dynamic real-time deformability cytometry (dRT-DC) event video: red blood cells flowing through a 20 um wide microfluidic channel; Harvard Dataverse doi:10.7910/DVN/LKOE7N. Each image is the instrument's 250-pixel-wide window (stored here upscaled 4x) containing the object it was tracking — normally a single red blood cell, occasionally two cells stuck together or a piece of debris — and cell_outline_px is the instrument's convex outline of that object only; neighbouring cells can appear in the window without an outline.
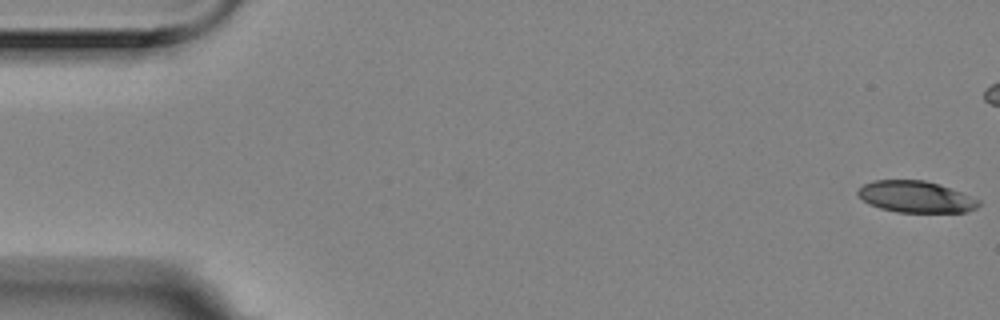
{"species": "Egyptian fruit bat (a non-hibernating species)", "species_latin": "Rousettus aegyptiacus", "temperature_condition": "room temperature", "stored_images_in_passage": 6, "camera_frame_rate_fps": 3000, "um_per_image_px": 0.085, "animal": {"sex": "female"}, "frame": {"image": 1, "passage_image": 1, "time_ms": 0.0, "image_size_px": [1000, 320], "cell_outline_px": [[980, 204], [976, 208], [968, 212], [896, 212], [880, 208], [868, 204], [856, 192], [864, 184], [872, 180], [924, 180], [940, 184], [980, 200]], "centroid_in_image_um": [77.84, 16.73], "position_along_channel_um": 7.2, "area_um2": 22.14}}
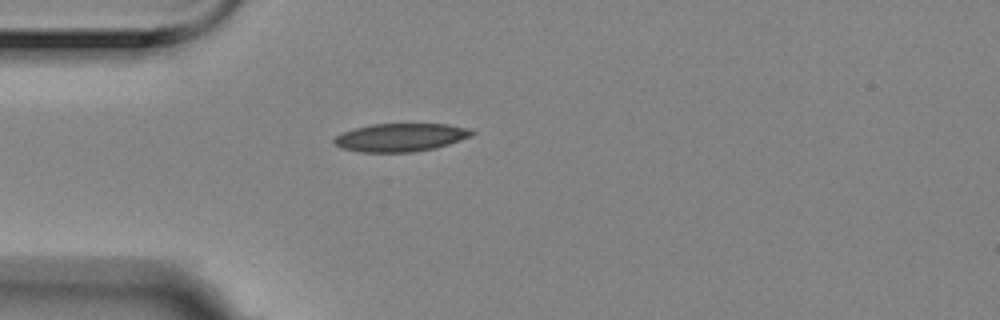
{"frame": {"image": 2, "passage_image": 6, "time_ms": 1.667, "image_size_px": [1000, 320], "cell_outline_px": [[476, 132], [472, 136], [436, 148], [416, 152], [360, 152], [340, 148], [332, 140], [340, 132], [352, 128], [372, 124], [448, 124], [468, 128]], "centroid_in_image_um": [34.03, 11.68], "position_along_channel_um": 51.0, "area_um2": 22.83}}